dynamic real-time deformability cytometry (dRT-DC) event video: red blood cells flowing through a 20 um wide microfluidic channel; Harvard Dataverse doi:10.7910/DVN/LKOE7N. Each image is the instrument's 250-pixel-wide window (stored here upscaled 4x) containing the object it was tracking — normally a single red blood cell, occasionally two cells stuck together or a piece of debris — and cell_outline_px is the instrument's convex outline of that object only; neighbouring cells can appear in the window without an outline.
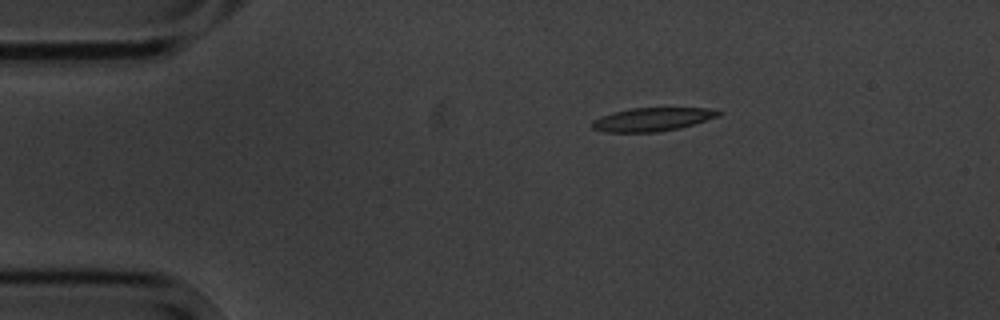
{"species": "common noctule bat (a hibernating species)", "species_latin": "Nyctalus noctula", "temperature_condition": "cold", "stored_images_in_passage": 6, "camera_frame_rate_fps": 3000, "um_per_image_px": 0.085, "animal": {"sex": "male", "body_mass_g": 20.1, "forearm_length_mm": 53.5}, "frame": {"image": 1, "passage_image": 1, "time_ms": 0.0, "image_size_px": [1000, 320], "cell_outline_px": [[720, 116], [680, 128], [656, 132], [604, 132], [592, 128], [592, 120], [600, 116], [612, 112], [632, 108], [708, 108], [720, 112]], "centroid_in_image_um": [55.4, 10.15], "position_along_channel_um": 29.6, "area_um2": 17.22}}
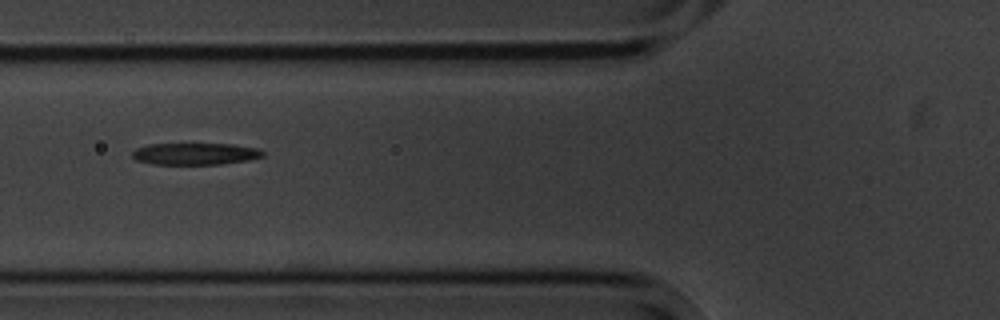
{"frame": {"image": 2, "passage_image": 4, "time_ms": 3.667, "image_size_px": [1000, 320], "cell_outline_px": [[264, 156], [248, 160], [220, 164], [152, 164], [136, 160], [132, 156], [132, 152], [136, 148], [148, 144], [232, 144], [260, 148], [264, 152]], "centroid_in_image_um": [16.6, 13.07], "position_along_channel_um": 109.2, "area_um2": 16.65}}
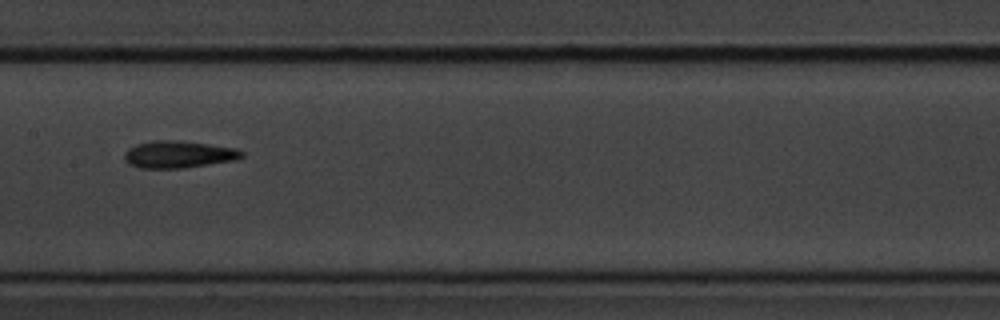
{"frame": {"image": 3, "passage_image": 6, "time_ms": 6.0, "image_size_px": [1000, 320], "cell_outline_px": [[244, 156], [236, 160], [184, 168], [140, 168], [128, 164], [124, 160], [124, 152], [128, 148], [136, 144], [152, 140], [180, 140], [236, 148], [244, 152]], "centroid_in_image_um": [15.16, 13.12], "position_along_channel_um": 192.2, "area_um2": 18.79}}